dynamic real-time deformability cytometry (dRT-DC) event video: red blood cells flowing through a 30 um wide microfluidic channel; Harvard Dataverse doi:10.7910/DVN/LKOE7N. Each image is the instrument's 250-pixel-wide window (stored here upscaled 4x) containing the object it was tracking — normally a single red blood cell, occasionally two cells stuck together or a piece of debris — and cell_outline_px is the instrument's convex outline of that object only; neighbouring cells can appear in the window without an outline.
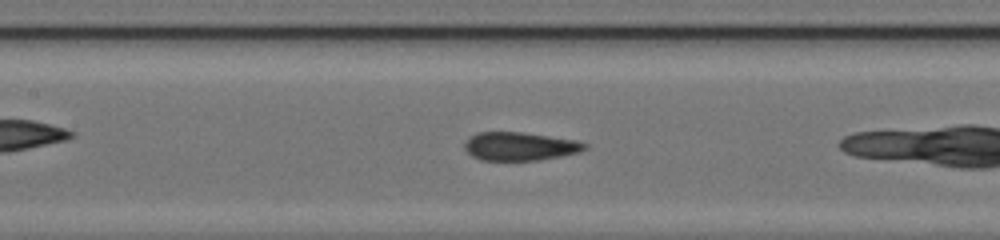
{"species": "common noctule bat (a hibernating species)", "species_latin": "Nyctalus noctula", "temperature_condition": "cold", "stored_images_in_passage": 25, "camera_frame_rate_fps": 3000, "um_per_image_px": 0.085, "animal": {"sex": "female", "body_mass_g": 17.0, "forearm_length_mm": 48.0}, "frame": {"image": 1, "passage_image": 8, "time_ms": 2.333, "image_size_px": [1000, 240], "cell_outline_px": [[588, 148], [576, 152], [560, 156], [540, 160], [480, 160], [472, 156], [464, 148], [464, 144], [472, 136], [480, 132], [520, 132], [576, 140], [588, 144]], "centroid_in_image_um": [44.19, 12.44], "position_along_channel_um": 163.2, "area_um2": 19.59}}
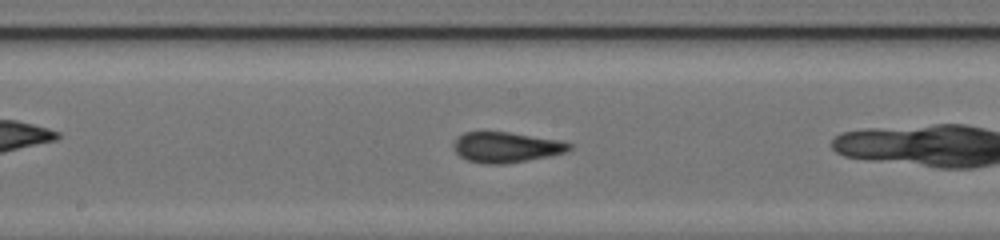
{"frame": {"image": 2, "passage_image": 11, "time_ms": 3.333, "image_size_px": [1000, 240], "cell_outline_px": [[572, 148], [564, 152], [548, 156], [528, 160], [504, 164], [484, 164], [468, 160], [460, 156], [456, 152], [452, 144], [464, 132], [508, 132], [564, 140], [572, 144]], "centroid_in_image_um": [43.05, 12.51], "position_along_channel_um": 205.1, "area_um2": 20.52}}